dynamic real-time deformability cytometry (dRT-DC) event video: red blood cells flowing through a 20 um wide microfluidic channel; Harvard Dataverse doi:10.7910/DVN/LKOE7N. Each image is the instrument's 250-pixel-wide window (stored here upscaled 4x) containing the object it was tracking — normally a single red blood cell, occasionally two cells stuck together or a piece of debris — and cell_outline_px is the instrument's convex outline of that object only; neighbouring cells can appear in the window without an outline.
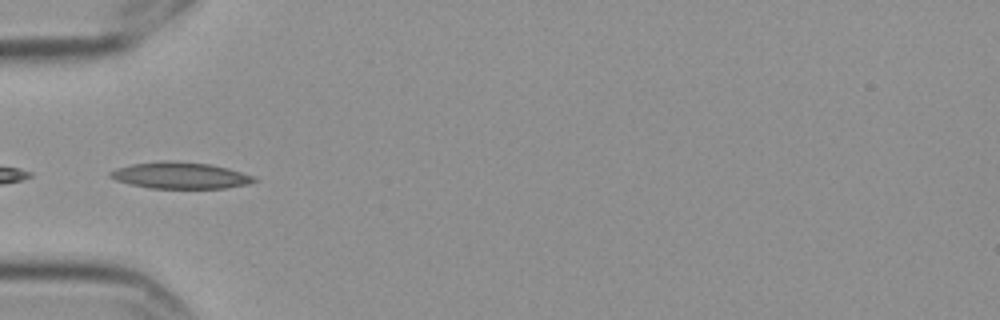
{"species": "Egyptian fruit bat (a non-hibernating species)", "species_latin": "Rousettus aegyptiacus", "temperature_condition": "cold", "stored_images_in_passage": 5, "camera_frame_rate_fps": 3000, "um_per_image_px": 0.085, "frame": {"image": 1, "passage_image": 3, "time_ms": 0.667, "image_size_px": [1000, 320], "cell_outline_px": [[256, 180], [248, 184], [224, 188], [148, 188], [116, 180], [108, 176], [108, 172], [116, 168], [132, 164], [164, 160], [208, 164], [228, 168], [256, 176]], "centroid_in_image_um": [15.31, 14.91], "position_along_channel_um": 69.7, "area_um2": 22.08}}
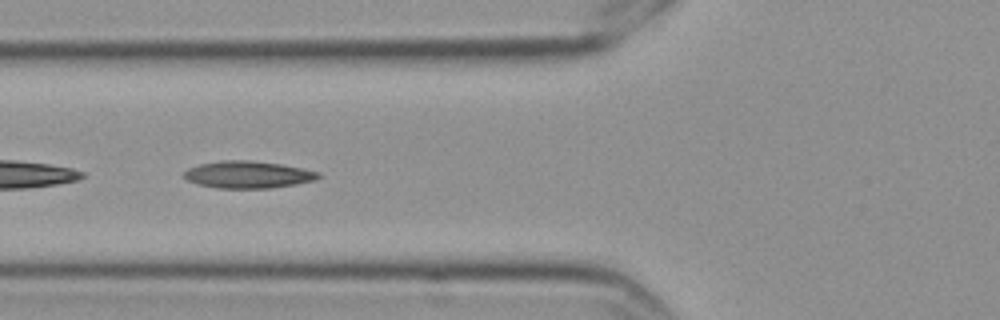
{"frame": {"image": 2, "passage_image": 4, "time_ms": 1.0, "image_size_px": [1000, 320], "cell_outline_px": [[320, 176], [316, 180], [296, 184], [272, 188], [216, 188], [200, 184], [188, 180], [184, 176], [184, 172], [188, 168], [200, 164], [220, 160], [248, 160], [280, 164], [304, 168], [320, 172]], "centroid_in_image_um": [21.11, 14.84], "position_along_channel_um": 104.7, "area_um2": 21.21}}
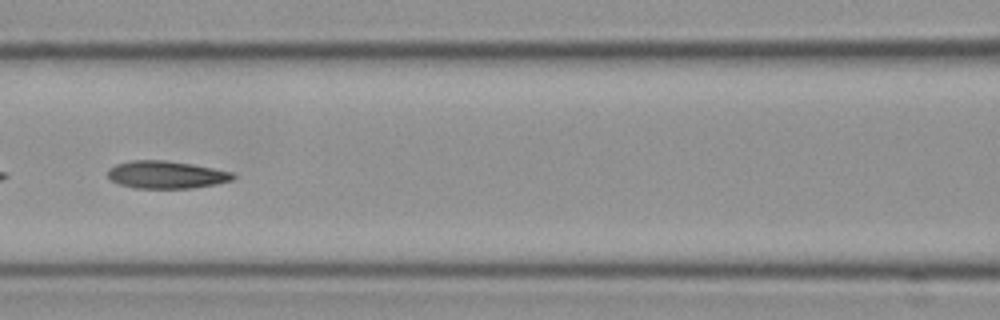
{"frame": {"image": 3, "passage_image": 5, "time_ms": 1.333, "image_size_px": [1000, 320], "cell_outline_px": [[236, 176], [232, 180], [216, 184], [192, 188], [132, 188], [120, 184], [112, 180], [108, 176], [108, 168], [116, 164], [132, 160], [164, 160], [192, 164], [232, 172]], "centroid_in_image_um": [14.12, 14.85], "position_along_channel_um": 152.5, "area_um2": 20.06}}